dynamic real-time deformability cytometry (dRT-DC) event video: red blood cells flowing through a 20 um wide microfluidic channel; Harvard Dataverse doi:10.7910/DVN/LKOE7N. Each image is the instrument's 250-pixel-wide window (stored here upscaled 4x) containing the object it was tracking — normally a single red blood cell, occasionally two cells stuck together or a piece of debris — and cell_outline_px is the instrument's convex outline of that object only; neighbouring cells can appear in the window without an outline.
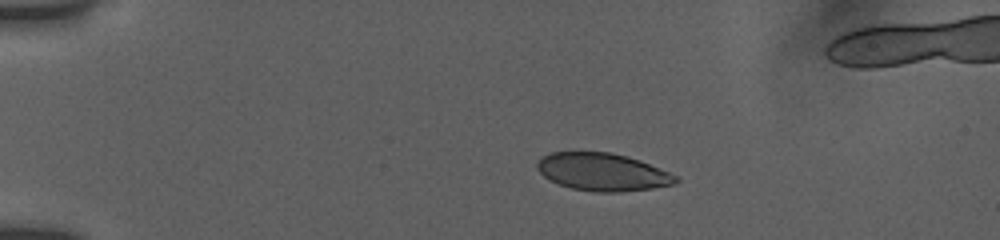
{"species": "human", "species_latin": "Homo sapiens", "temperature_condition": "room temperature", "stored_images_in_passage": 58, "camera_frame_rate_fps": 3000, "um_per_image_px": 0.085, "donor": {"sex": "female"}, "frame": {"image": 1, "passage_image": 1, "time_ms": 0.0, "image_size_px": [1000, 240], "cell_outline_px": [[680, 180], [672, 184], [652, 188], [620, 192], [596, 192], [572, 188], [560, 184], [544, 176], [536, 168], [536, 164], [540, 156], [552, 152], [612, 152], [628, 156], [640, 160], [668, 172], [676, 176]], "centroid_in_image_um": [51.19, 14.6], "position_along_channel_um": 33.8, "area_um2": 30.29}}
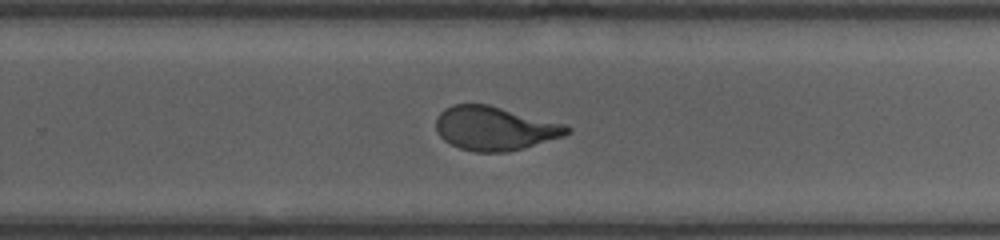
{"frame": {"image": 2, "passage_image": 33, "time_ms": 8.333, "image_size_px": [1000, 240], "cell_outline_px": [[572, 132], [564, 136], [524, 148], [508, 152], [476, 152], [460, 148], [444, 140], [436, 132], [436, 120], [440, 112], [444, 108], [452, 104], [488, 104], [564, 124], [572, 128]], "centroid_in_image_um": [42.05, 10.91], "position_along_channel_um": 287.7, "area_um2": 33.52}}
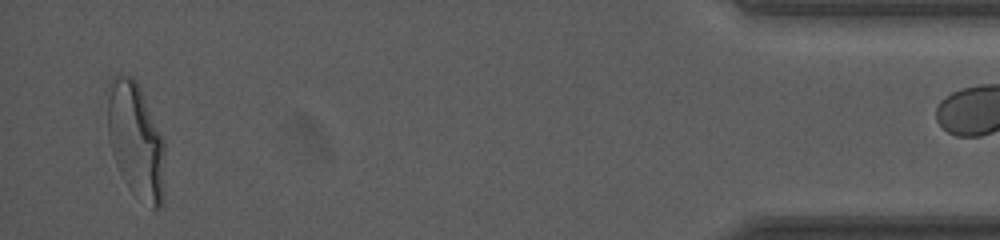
{"frame": {"image": 3, "passage_image": 57, "time_ms": 13.667, "image_size_px": [1000, 240], "cell_outline_px": [[164, 152], [160, 208], [152, 208], [132, 192], [128, 188], [116, 164], [112, 152], [108, 136], [108, 84], [120, 72], [132, 76], [136, 80], [140, 88], [164, 140]], "centroid_in_image_um": [11.51, 11.87], "position_along_channel_um": 423.7, "area_um2": 37.97}}